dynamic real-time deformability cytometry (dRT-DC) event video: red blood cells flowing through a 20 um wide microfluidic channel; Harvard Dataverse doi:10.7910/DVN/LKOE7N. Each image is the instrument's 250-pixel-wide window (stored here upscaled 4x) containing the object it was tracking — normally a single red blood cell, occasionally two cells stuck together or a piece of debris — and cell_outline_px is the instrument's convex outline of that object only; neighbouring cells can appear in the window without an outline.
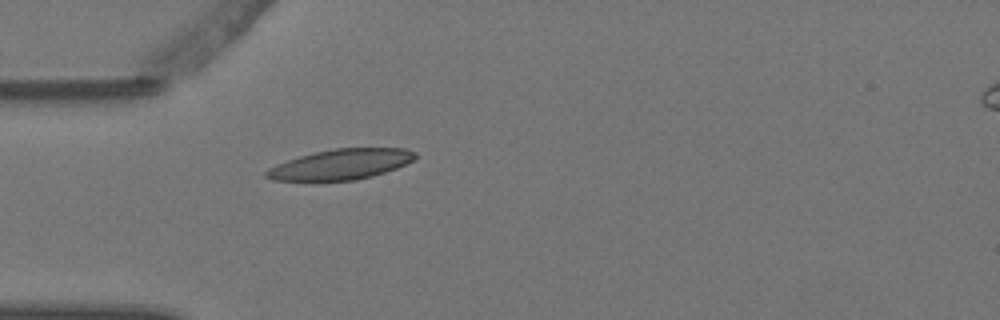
{"species": "Egyptian fruit bat (a non-hibernating species)", "species_latin": "Rousettus aegyptiacus", "temperature_condition": "warm", "stored_images_in_passage": 1, "camera_frame_rate_fps": 3000, "um_per_image_px": 0.085, "animal": {"sex": "female"}, "frame": {"image": 1, "passage_image": 1, "time_ms": 0.0, "image_size_px": [1000, 320], "cell_outline_px": [[416, 156], [412, 160], [396, 168], [372, 176], [356, 180], [312, 184], [272, 180], [264, 176], [264, 172], [268, 168], [288, 160], [300, 156], [316, 152], [336, 148], [404, 148], [416, 152]], "centroid_in_image_um": [28.86, 14.03], "position_along_channel_um": 56.1, "area_um2": 27.17}}